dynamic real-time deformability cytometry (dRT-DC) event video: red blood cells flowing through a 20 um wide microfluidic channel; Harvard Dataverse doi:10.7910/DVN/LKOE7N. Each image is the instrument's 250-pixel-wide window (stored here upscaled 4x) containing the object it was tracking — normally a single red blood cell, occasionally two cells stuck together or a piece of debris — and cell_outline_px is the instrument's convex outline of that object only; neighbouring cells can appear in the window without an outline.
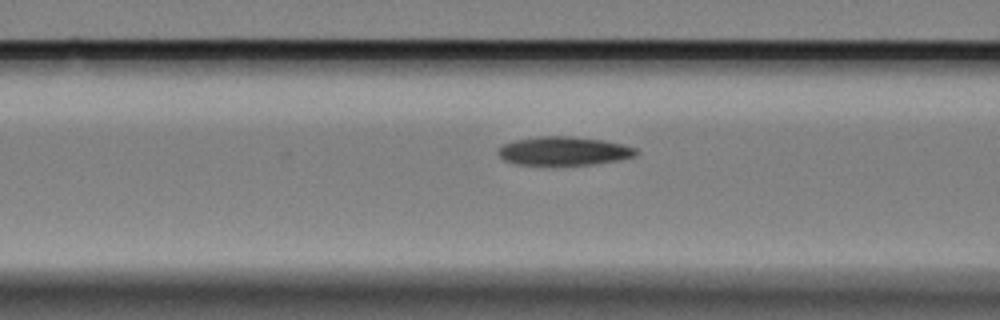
{"species": "Egyptian fruit bat (a non-hibernating species)", "species_latin": "Rousettus aegyptiacus", "temperature_condition": "cold", "stored_images_in_passage": 20, "camera_frame_rate_fps": 3000, "um_per_image_px": 0.085, "animal": {"sex": "female"}, "frame": {"image": 1, "passage_image": 18, "time_ms": 5.667, "image_size_px": [1000, 320], "cell_outline_px": [[640, 152], [636, 156], [620, 160], [592, 164], [520, 164], [504, 160], [500, 156], [500, 148], [504, 144], [516, 140], [536, 136], [572, 136], [604, 140], [624, 144], [636, 148]], "centroid_in_image_um": [48.02, 12.82], "position_along_channel_um": 118.6, "area_um2": 22.83}}